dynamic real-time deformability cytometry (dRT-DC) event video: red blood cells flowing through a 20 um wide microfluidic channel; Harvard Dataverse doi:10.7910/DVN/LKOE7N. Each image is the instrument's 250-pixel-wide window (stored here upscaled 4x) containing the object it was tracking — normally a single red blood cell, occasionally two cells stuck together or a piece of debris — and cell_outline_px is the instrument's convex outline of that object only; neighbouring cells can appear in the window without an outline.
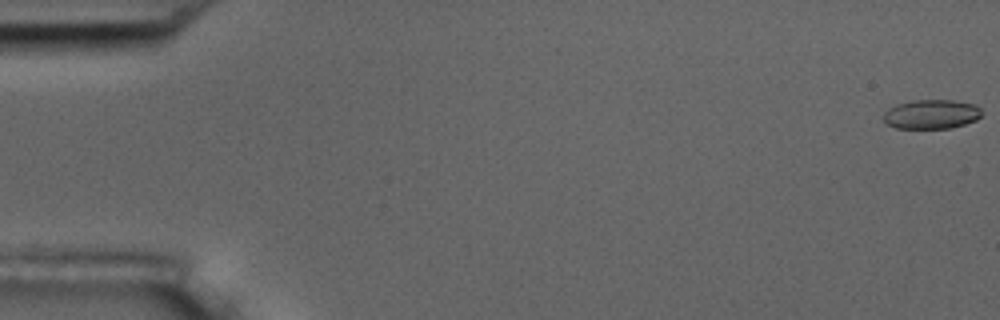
{"species": "common noctule bat (a hibernating species)", "species_latin": "Nyctalus noctula", "temperature_condition": "room temperature", "stored_images_in_passage": 5, "camera_frame_rate_fps": 3000, "um_per_image_px": 0.085, "animal": {"sex": "male", "body_mass_g": 17.5, "forearm_length_mm": 52.3}, "frame": {"image": 1, "passage_image": 1, "time_ms": 0.0, "image_size_px": [1000, 320], "cell_outline_px": [[980, 116], [976, 120], [952, 128], [896, 128], [888, 124], [884, 120], [884, 112], [888, 108], [896, 104], [916, 100], [952, 100], [976, 104], [980, 108]], "centroid_in_image_um": [79.17, 9.7], "position_along_channel_um": 5.8, "area_um2": 16.7}}
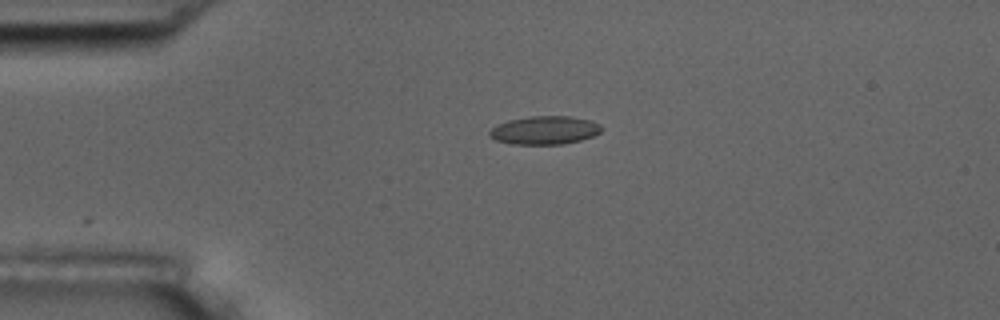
{"frame": {"image": 2, "passage_image": 5, "time_ms": 1.333, "image_size_px": [1000, 320], "cell_outline_px": [[604, 128], [600, 132], [592, 136], [580, 140], [564, 144], [508, 144], [496, 140], [488, 136], [488, 132], [496, 124], [508, 120], [528, 116], [568, 116], [588, 120], [600, 124]], "centroid_in_image_um": [46.25, 11.07], "position_along_channel_um": 38.7, "area_um2": 18.61}}